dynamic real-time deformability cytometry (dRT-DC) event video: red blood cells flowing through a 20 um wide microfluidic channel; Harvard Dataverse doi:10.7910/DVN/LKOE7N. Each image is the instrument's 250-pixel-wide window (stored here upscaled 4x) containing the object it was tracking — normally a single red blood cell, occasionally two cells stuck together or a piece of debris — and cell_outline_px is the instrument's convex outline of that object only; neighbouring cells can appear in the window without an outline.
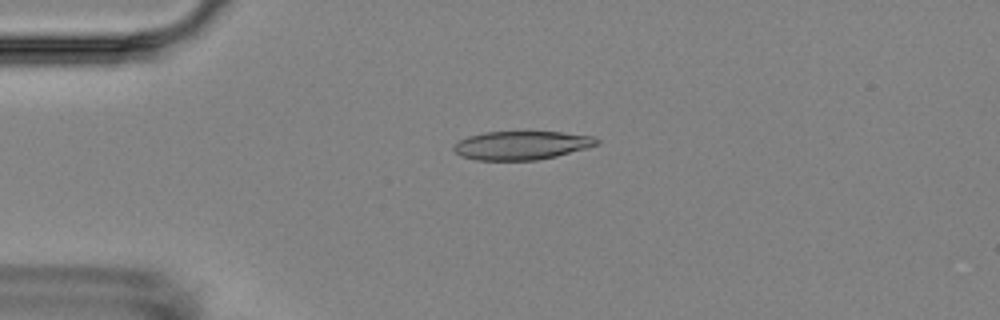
{"species": "Egyptian fruit bat (a non-hibernating species)", "species_latin": "Rousettus aegyptiacus", "temperature_condition": "room temperature", "stored_images_in_passage": 4, "camera_frame_rate_fps": 3000, "um_per_image_px": 0.085, "animal": {"sex": "female"}, "frame": {"image": 1, "passage_image": 3, "time_ms": 3.333, "image_size_px": [1000, 320], "cell_outline_px": [[600, 144], [556, 156], [536, 160], [476, 160], [460, 156], [452, 148], [460, 140], [468, 136], [484, 132], [560, 132], [592, 136], [600, 140]], "centroid_in_image_um": [44.33, 12.35], "position_along_channel_um": 40.7, "area_um2": 23.7}}
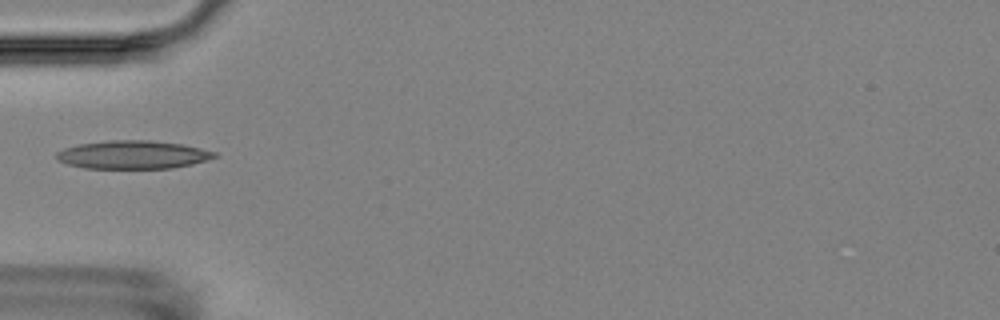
{"frame": {"image": 2, "passage_image": 4, "time_ms": 5.0, "image_size_px": [1000, 320], "cell_outline_px": [[220, 156], [208, 160], [192, 164], [172, 168], [84, 168], [68, 164], [60, 160], [56, 156], [56, 152], [64, 148], [80, 144], [112, 140], [148, 140], [184, 144], [216, 152]], "centroid_in_image_um": [11.35, 13.15], "position_along_channel_um": 73.6, "area_um2": 25.95}}